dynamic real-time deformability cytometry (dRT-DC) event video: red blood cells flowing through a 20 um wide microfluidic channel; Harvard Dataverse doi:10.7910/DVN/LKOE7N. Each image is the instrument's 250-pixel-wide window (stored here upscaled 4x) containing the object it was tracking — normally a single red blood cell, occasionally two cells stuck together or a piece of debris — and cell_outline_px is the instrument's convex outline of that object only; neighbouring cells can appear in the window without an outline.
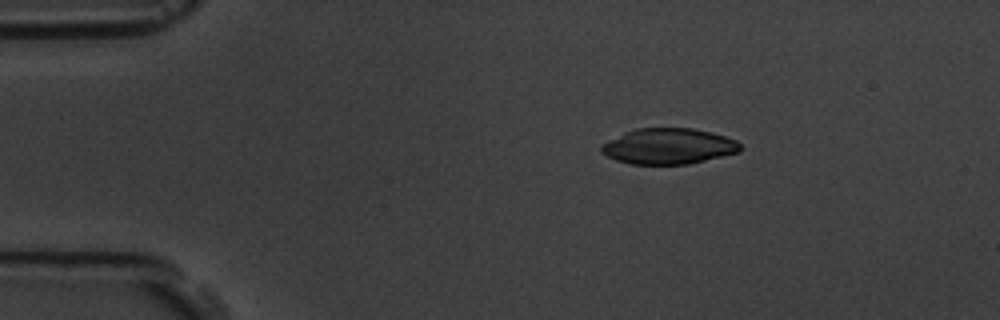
{"species": "common noctule bat (a hibernating species)", "species_latin": "Nyctalus noctula", "temperature_condition": "room temperature", "stored_images_in_passage": 3, "camera_frame_rate_fps": 3000, "um_per_image_px": 0.085, "animal": {"sex": "male", "body_mass_g": 19.5, "forearm_length_mm": 54.6}, "frame": {"image": 1, "passage_image": 2, "time_ms": 1.333, "image_size_px": [1000, 320], "cell_outline_px": [[744, 148], [740, 152], [688, 164], [632, 164], [616, 160], [600, 152], [600, 144], [636, 128], [692, 128], [712, 132], [736, 140]], "centroid_in_image_um": [56.85, 12.43], "position_along_channel_um": 28.2, "area_um2": 28.96}}